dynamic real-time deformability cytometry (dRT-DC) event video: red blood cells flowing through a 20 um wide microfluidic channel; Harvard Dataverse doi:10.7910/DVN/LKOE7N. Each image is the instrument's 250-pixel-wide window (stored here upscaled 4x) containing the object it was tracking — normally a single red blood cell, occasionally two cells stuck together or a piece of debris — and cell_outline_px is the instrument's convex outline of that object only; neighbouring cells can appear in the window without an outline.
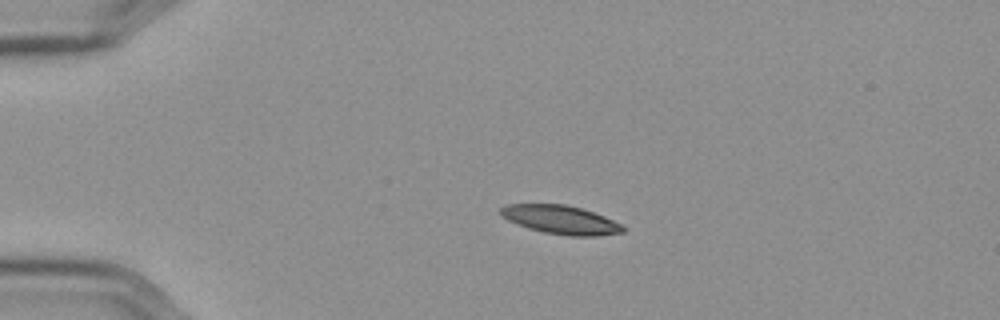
{"species": "Egyptian fruit bat (a non-hibernating species)", "species_latin": "Rousettus aegyptiacus", "temperature_condition": "cold", "stored_images_in_passage": 45, "camera_frame_rate_fps": 3000, "um_per_image_px": 0.085, "frame": {"image": 1, "passage_image": 1, "time_ms": 0.0, "image_size_px": [1000, 320], "cell_outline_px": [[624, 232], [596, 236], [568, 236], [544, 232], [528, 228], [516, 224], [500, 216], [500, 208], [504, 204], [564, 204], [580, 208], [604, 216], [620, 224], [624, 228]], "centroid_in_image_um": [47.61, 18.68], "position_along_channel_um": 37.4, "area_um2": 20.35}}
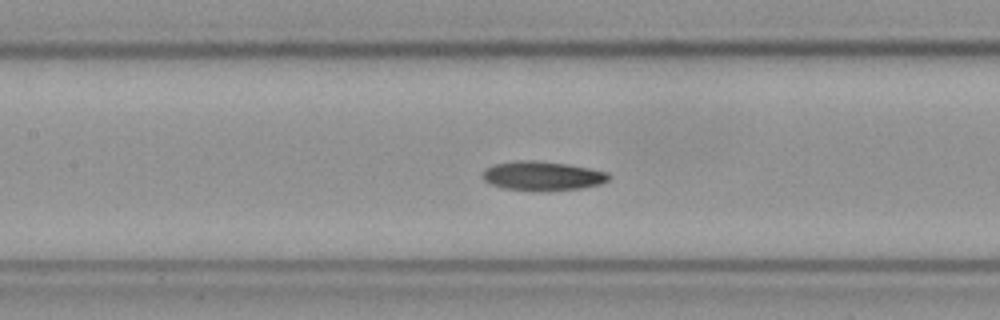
{"frame": {"image": 2, "passage_image": 15, "time_ms": 4.667, "image_size_px": [1000, 320], "cell_outline_px": [[608, 180], [600, 184], [580, 188], [548, 192], [544, 192], [504, 188], [492, 184], [484, 180], [480, 176], [480, 172], [484, 168], [492, 164], [516, 160], [532, 160], [568, 164], [608, 172]], "centroid_in_image_um": [46.03, 14.95], "position_along_channel_um": 161.4, "area_um2": 21.79}}
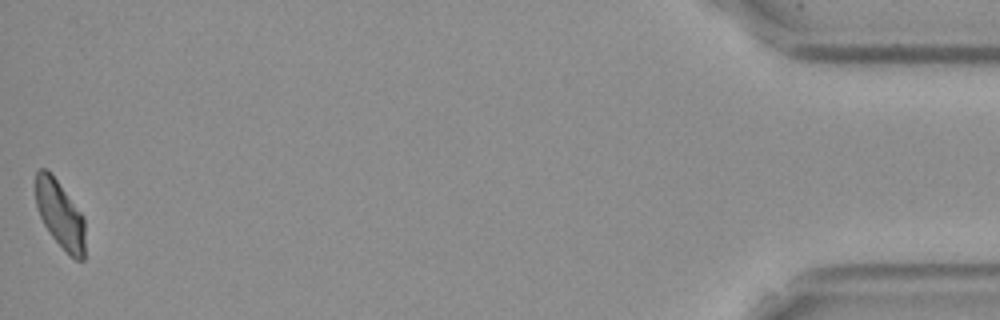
{"frame": {"image": 3, "passage_image": 45, "time_ms": 14.667, "image_size_px": [1000, 320], "cell_outline_px": [[84, 260], [76, 260], [52, 236], [44, 224], [36, 208], [36, 172], [40, 168], [44, 168], [56, 180], [84, 216]], "centroid_in_image_um": [5.1, 18.23], "position_along_channel_um": 430.1, "area_um2": 18.9}, "authors_computed_cell_mechanics": {"area_um2": 21.1548, "velocity_mm_per_s": 3.5823, "shape_relaxation_time_tau1_ms": null, "shape_relaxation_time_tau2_ms": 7.001, "deformation_change_tau1": null, "deformation_change_tau2": 0.1278}}